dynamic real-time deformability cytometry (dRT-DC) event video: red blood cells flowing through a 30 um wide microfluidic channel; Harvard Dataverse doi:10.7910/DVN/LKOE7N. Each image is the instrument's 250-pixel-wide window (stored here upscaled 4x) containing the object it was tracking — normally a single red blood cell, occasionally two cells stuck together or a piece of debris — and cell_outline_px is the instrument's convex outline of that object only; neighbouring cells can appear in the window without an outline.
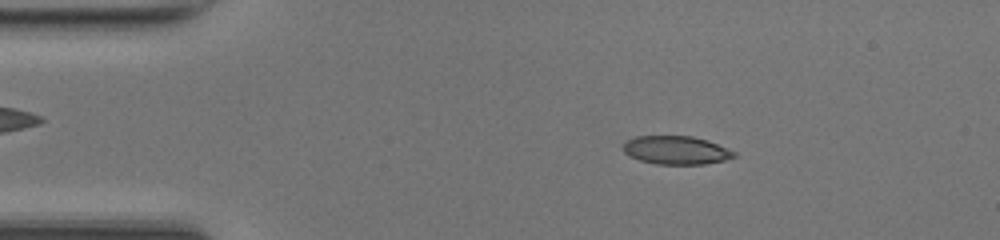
{"species": "common noctule bat (a hibernating species)", "species_latin": "Nyctalus noctula", "temperature_condition": "room temperature", "stored_images_in_passage": 48, "camera_frame_rate_fps": 3000, "um_per_image_px": 0.085, "animal": {"sex": "female", "body_mass_g": 17.0, "forearm_length_mm": 48.0}, "frame": {"image": 1, "passage_image": 8, "time_ms": 2.333, "image_size_px": [1000, 240], "cell_outline_px": [[736, 156], [724, 160], [704, 164], [656, 164], [640, 160], [624, 152], [624, 144], [628, 140], [636, 136], [692, 136], [708, 140], [736, 152]], "centroid_in_image_um": [57.5, 12.76], "position_along_channel_um": 27.5, "area_um2": 18.15}}
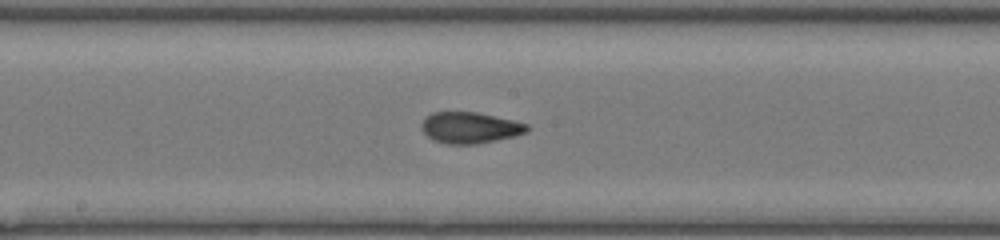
{"frame": {"image": 2, "passage_image": 25, "time_ms": 8.0, "image_size_px": [1000, 240], "cell_outline_px": [[528, 132], [512, 136], [476, 144], [448, 144], [436, 140], [428, 136], [424, 132], [420, 124], [432, 112], [476, 112], [512, 120], [528, 124]], "centroid_in_image_um": [39.94, 10.85], "position_along_channel_um": 208.3, "area_um2": 18.79}}
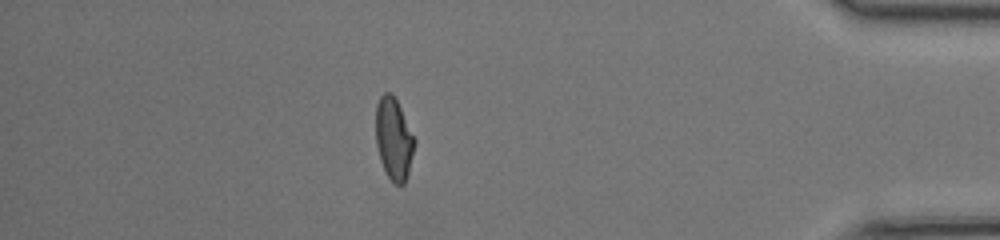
{"frame": {"image": 3, "passage_image": 42, "time_ms": 13.667, "image_size_px": [1000, 240], "cell_outline_px": [[416, 140], [408, 172], [404, 184], [396, 184], [384, 172], [380, 160], [376, 144], [376, 104], [380, 96], [384, 92], [388, 92], [396, 100]], "centroid_in_image_um": [33.45, 11.81], "position_along_channel_um": 401.7, "area_um2": 18.26}, "authors_computed_cell_mechanics": {"area_um2": 18.8717, "velocity_mm_per_s": 4.2371, "shape_relaxation_time_tau1_ms": 7.6695, "shape_relaxation_time_tau2_ms": 1.2583, "deformation_change_tau1": 0.2322, "deformation_change_tau2": 0.0693}}